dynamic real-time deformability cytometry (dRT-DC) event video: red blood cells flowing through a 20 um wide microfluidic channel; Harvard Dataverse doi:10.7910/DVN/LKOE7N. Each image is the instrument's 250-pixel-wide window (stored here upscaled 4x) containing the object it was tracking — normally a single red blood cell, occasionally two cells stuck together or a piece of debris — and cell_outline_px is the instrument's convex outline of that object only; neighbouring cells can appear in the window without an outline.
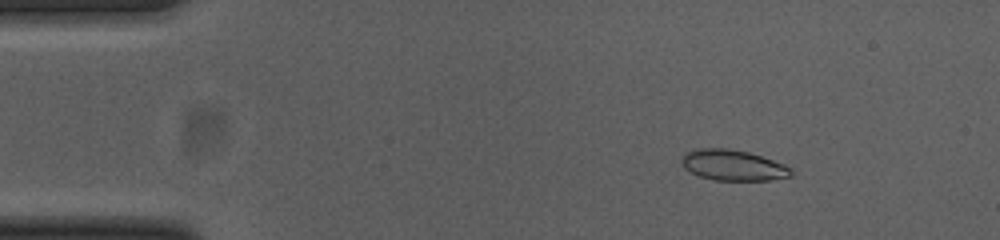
{"species": "common noctule bat (a hibernating species)", "species_latin": "Nyctalus noctula", "temperature_condition": "cold", "stored_images_in_passage": 55, "camera_frame_rate_fps": 3000, "um_per_image_px": 0.085, "animal": {"sex": "female", "body_mass_g": 23.0, "forearm_length_mm": 53.4}, "frame": {"image": 1, "passage_image": 8, "time_ms": 2.333, "image_size_px": [1000, 240], "cell_outline_px": [[792, 176], [768, 180], [716, 180], [700, 176], [684, 168], [680, 164], [680, 160], [688, 152], [700, 148], [728, 148], [748, 152], [784, 164], [792, 168]], "centroid_in_image_um": [62.31, 14.04], "position_along_channel_um": 22.7, "area_um2": 19.42}}
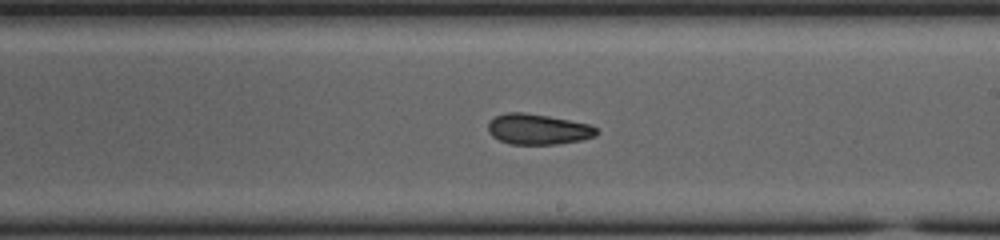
{"frame": {"image": 2, "passage_image": 32, "time_ms": 10.333, "image_size_px": [1000, 240], "cell_outline_px": [[600, 132], [596, 136], [580, 140], [556, 144], [512, 144], [500, 140], [492, 136], [488, 132], [488, 124], [496, 116], [504, 112], [524, 112], [548, 116], [588, 124], [596, 128]], "centroid_in_image_um": [45.72, 10.98], "position_along_channel_um": 243.3, "area_um2": 19.19}}
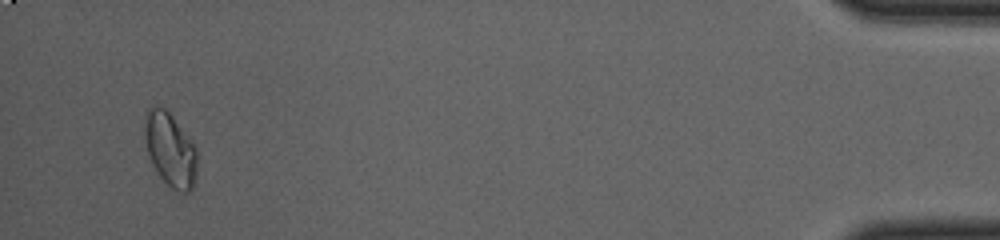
{"frame": {"image": 3, "passage_image": 53, "time_ms": 17.333, "image_size_px": [1000, 240], "cell_outline_px": [[196, 180], [192, 188], [188, 192], [180, 192], [172, 188], [160, 176], [152, 164], [148, 152], [144, 136], [144, 120], [148, 108], [152, 104], [164, 108], [172, 116], [196, 148]], "centroid_in_image_um": [14.45, 12.7], "position_along_channel_um": 420.7, "area_um2": 22.31}, "authors_computed_cell_mechanics": {"area_um2": 19.941, "velocity_mm_per_s": 3.702, "shape_relaxation_time_tau1_ms": null, "shape_relaxation_time_tau2_ms": 4.9212, "deformation_change_tau1": null, "deformation_change_tau2": 0.09}}